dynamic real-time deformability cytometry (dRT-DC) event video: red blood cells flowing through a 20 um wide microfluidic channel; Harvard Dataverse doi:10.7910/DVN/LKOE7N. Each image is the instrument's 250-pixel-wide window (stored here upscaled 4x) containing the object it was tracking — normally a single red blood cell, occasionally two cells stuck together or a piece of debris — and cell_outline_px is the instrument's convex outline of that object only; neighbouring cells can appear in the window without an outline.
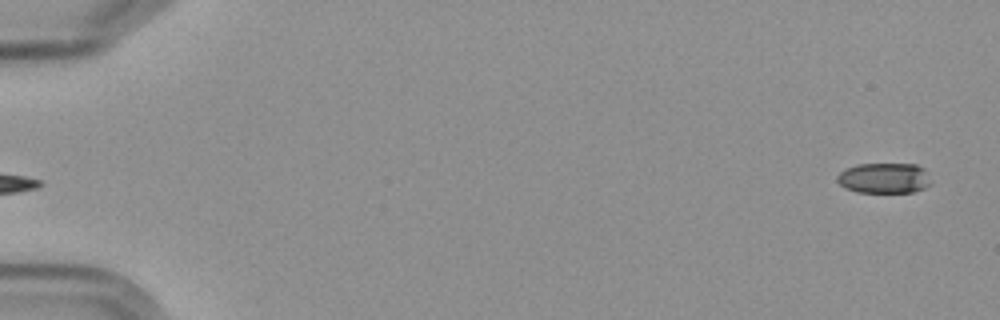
{"species": "Egyptian fruit bat (a non-hibernating species)", "species_latin": "Rousettus aegyptiacus", "temperature_condition": "cold", "stored_images_in_passage": 5, "camera_frame_rate_fps": 3000, "um_per_image_px": 0.085, "frame": {"image": 1, "passage_image": 5, "time_ms": 5.333, "image_size_px": [1000, 320], "cell_outline_px": [[928, 184], [924, 188], [912, 192], [856, 192], [844, 188], [836, 180], [836, 176], [840, 172], [848, 168], [860, 164], [916, 164], [924, 168]], "centroid_in_image_um": [75.09, 15.14], "position_along_channel_um": 9.9, "area_um2": 16.36}}